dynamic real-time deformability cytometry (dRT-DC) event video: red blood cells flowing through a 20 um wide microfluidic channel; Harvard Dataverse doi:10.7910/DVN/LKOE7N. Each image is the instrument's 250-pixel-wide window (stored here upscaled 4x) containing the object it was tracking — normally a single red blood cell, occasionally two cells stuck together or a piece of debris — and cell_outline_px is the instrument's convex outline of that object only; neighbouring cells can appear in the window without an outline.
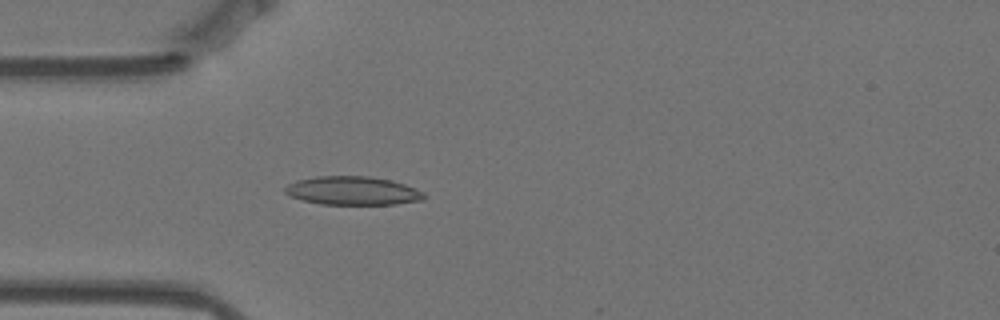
{"species": "Egyptian fruit bat (a non-hibernating species)", "species_latin": "Rousettus aegyptiacus", "temperature_condition": "warm", "stored_images_in_passage": 57, "camera_frame_rate_fps": 3000, "um_per_image_px": 0.085, "animal": {"sex": "female"}, "frame": {"image": 1, "passage_image": 16, "time_ms": 5.0, "image_size_px": [1000, 320], "cell_outline_px": [[428, 196], [424, 200], [396, 204], [320, 204], [304, 200], [292, 196], [284, 192], [284, 188], [288, 184], [296, 180], [316, 176], [368, 176], [392, 180], [404, 184], [424, 192]], "centroid_in_image_um": [30.01, 16.21], "position_along_channel_um": 55.0, "area_um2": 23.18}}
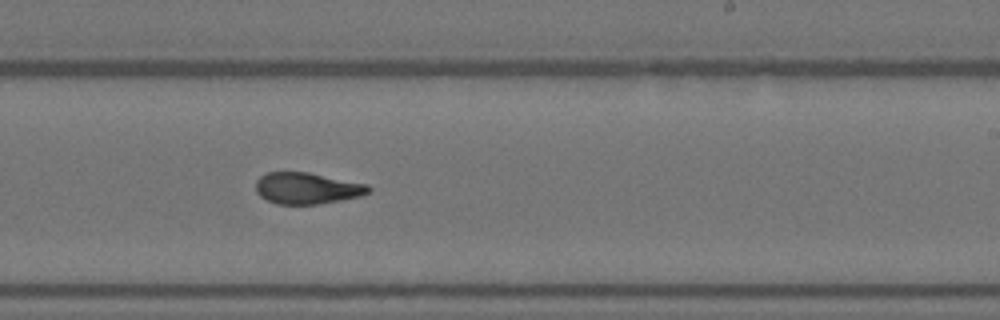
{"frame": {"image": 2, "passage_image": 34, "time_ms": 11.0, "image_size_px": [1000, 320], "cell_outline_px": [[372, 188], [368, 192], [360, 196], [340, 200], [316, 204], [276, 204], [260, 196], [256, 192], [256, 180], [260, 176], [268, 172], [308, 172], [368, 184]], "centroid_in_image_um": [26.08, 15.99], "position_along_channel_um": 262.9, "area_um2": 20.58}}
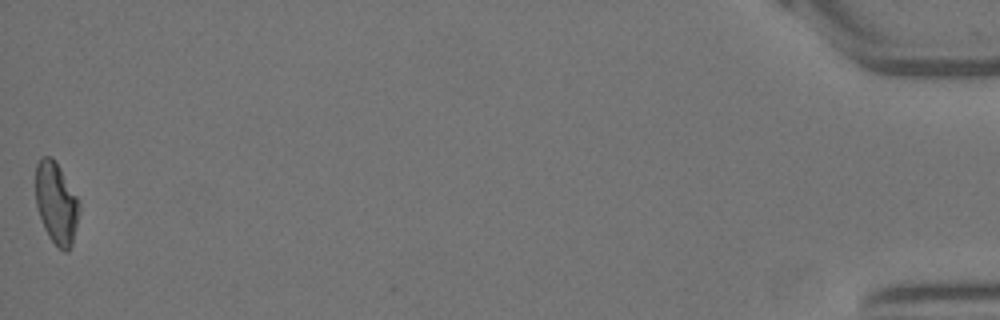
{"frame": {"image": 3, "passage_image": 57, "time_ms": 18.667, "image_size_px": [1000, 320], "cell_outline_px": [[80, 212], [72, 244], [68, 252], [64, 252], [48, 236], [44, 228], [36, 204], [36, 164], [40, 156], [52, 156], [60, 168], [76, 196], [80, 204]], "centroid_in_image_um": [4.79, 17.26], "position_along_channel_um": 430.4, "area_um2": 20.69}, "authors_computed_cell_mechanics": {"area_um2": 21.386, "velocity_mm_per_s": 3.5225, "shape_relaxation_time_tau1_ms": 7.5245, "shape_relaxation_time_tau2_ms": 2.2592, "deformation_change_tau1": 0.2, "deformation_change_tau2": 0.0873}}